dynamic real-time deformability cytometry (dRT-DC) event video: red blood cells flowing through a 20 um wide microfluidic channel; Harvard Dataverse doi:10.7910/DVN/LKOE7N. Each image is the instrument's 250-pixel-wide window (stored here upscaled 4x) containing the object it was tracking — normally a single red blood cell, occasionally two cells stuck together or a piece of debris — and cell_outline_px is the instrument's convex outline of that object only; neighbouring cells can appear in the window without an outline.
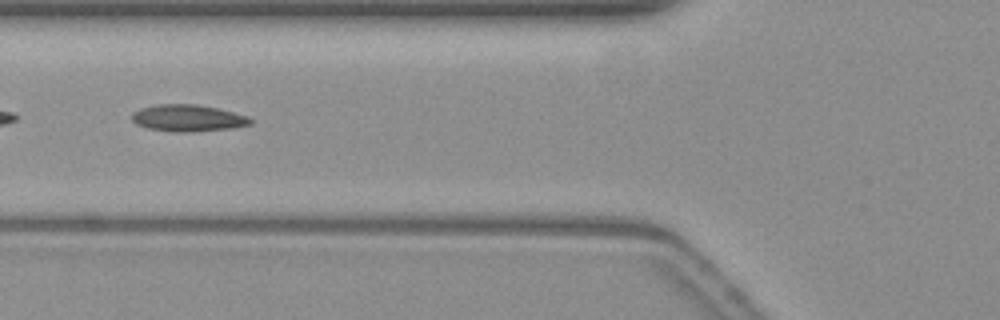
{"species": "common noctule bat (a hibernating species)", "species_latin": "Nyctalus noctula", "temperature_condition": "warm", "stored_images_in_passage": 52, "camera_frame_rate_fps": 3000, "um_per_image_px": 0.085, "animal": {"sex": "female", "body_mass_g": 19.3, "forearm_length_mm": 54.1}, "frame": {"image": 1, "passage_image": 19, "time_ms": 6.0, "image_size_px": [1000, 320], "cell_outline_px": [[252, 124], [232, 128], [192, 132], [172, 132], [148, 128], [136, 124], [132, 120], [132, 112], [140, 108], [156, 104], [196, 104], [216, 108], [248, 116], [252, 120]], "centroid_in_image_um": [15.95, 10.04], "position_along_channel_um": 109.9, "area_um2": 18.55}}
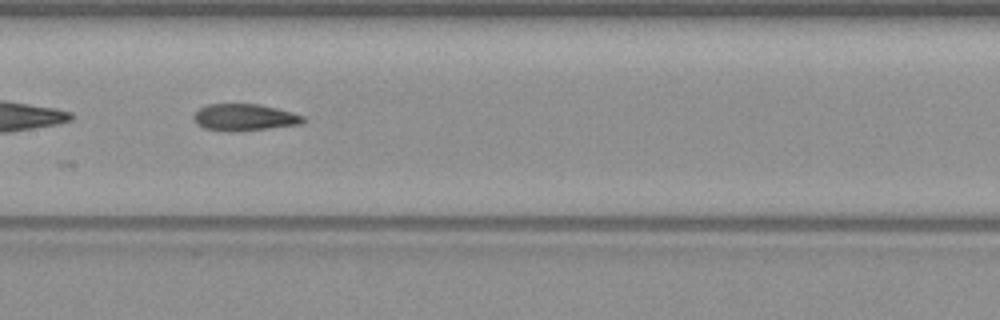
{"frame": {"image": 2, "passage_image": 25, "time_ms": 8.0, "image_size_px": [1000, 320], "cell_outline_px": [[304, 124], [236, 132], [224, 132], [204, 128], [192, 116], [200, 108], [208, 104], [260, 104], [292, 112], [304, 116]], "centroid_in_image_um": [20.81, 9.99], "position_along_channel_um": 186.6, "area_um2": 17.17}}
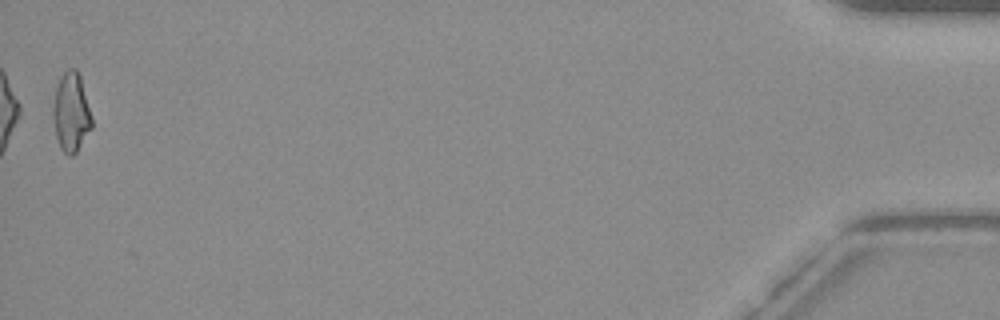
{"frame": {"image": 3, "passage_image": 52, "time_ms": 17.0, "image_size_px": [1000, 320], "cell_outline_px": [[92, 128], [76, 152], [72, 156], [68, 156], [60, 148], [56, 136], [52, 116], [52, 108], [56, 88], [60, 76], [68, 68], [76, 68], [80, 76], [92, 116]], "centroid_in_image_um": [6.04, 9.55], "position_along_channel_um": 429.2, "area_um2": 17.98}, "authors_computed_cell_mechanics": {"area_um2": 17.7157, "velocity_mm_per_s": 3.8207, "shape_relaxation_time_tau1_ms": null, "shape_relaxation_time_tau2_ms": 3.9516, "deformation_change_tau1": null, "deformation_change_tau2": 0.1231}}